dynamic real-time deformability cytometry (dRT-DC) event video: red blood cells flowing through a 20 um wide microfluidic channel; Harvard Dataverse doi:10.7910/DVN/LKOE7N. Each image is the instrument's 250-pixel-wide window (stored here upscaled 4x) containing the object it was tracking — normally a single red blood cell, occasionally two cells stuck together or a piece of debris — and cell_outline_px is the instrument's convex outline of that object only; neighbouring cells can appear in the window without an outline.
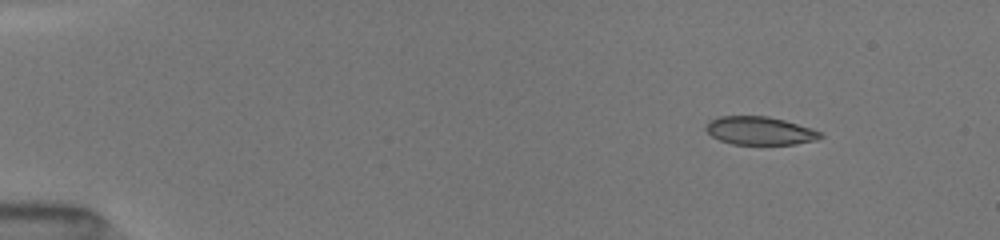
{"species": "common noctule bat (a hibernating species)", "species_latin": "Nyctalus noctula", "temperature_condition": "room temperature", "stored_images_in_passage": 16, "camera_frame_rate_fps": 3000, "um_per_image_px": 0.085, "animal": {"sex": "female", "body_mass_g": 19.5, "forearm_length_mm": 54.1}, "frame": {"image": 1, "passage_image": 2, "time_ms": 1.0, "image_size_px": [1000, 240], "cell_outline_px": [[824, 136], [816, 140], [792, 144], [732, 144], [720, 140], [712, 136], [704, 128], [708, 120], [720, 116], [768, 116], [784, 120], [812, 128], [820, 132]], "centroid_in_image_um": [64.56, 11.1], "position_along_channel_um": 20.4, "area_um2": 18.79}}
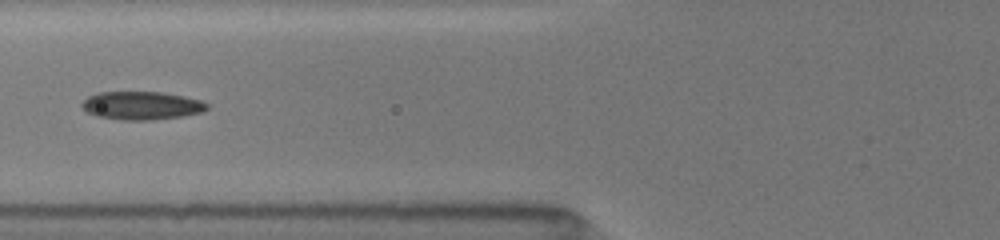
{"frame": {"image": 2, "passage_image": 10, "time_ms": 6.0, "image_size_px": [1000, 240], "cell_outline_px": [[208, 108], [204, 112], [184, 116], [148, 120], [124, 120], [96, 116], [88, 112], [80, 104], [88, 96], [96, 92], [160, 92], [184, 96], [200, 100], [208, 104]], "centroid_in_image_um": [12.05, 8.97], "position_along_channel_um": 113.8, "area_um2": 20.58}}
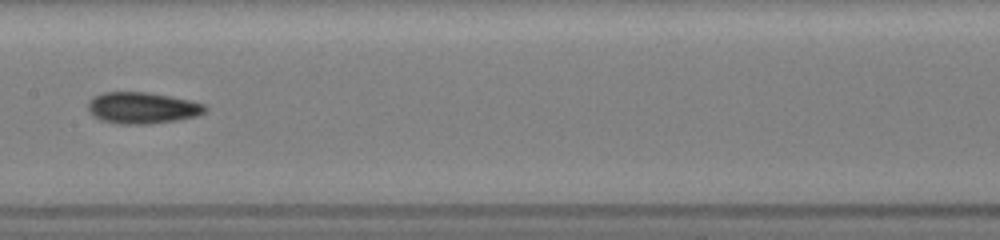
{"frame": {"image": 3, "passage_image": 14, "time_ms": 8.0, "image_size_px": [1000, 240], "cell_outline_px": [[208, 108], [204, 112], [196, 116], [176, 120], [148, 124], [120, 124], [100, 120], [92, 116], [88, 112], [88, 100], [92, 96], [104, 92], [148, 92], [192, 100], [204, 104]], "centroid_in_image_um": [12.06, 9.16], "position_along_channel_um": 195.3, "area_um2": 21.68}}